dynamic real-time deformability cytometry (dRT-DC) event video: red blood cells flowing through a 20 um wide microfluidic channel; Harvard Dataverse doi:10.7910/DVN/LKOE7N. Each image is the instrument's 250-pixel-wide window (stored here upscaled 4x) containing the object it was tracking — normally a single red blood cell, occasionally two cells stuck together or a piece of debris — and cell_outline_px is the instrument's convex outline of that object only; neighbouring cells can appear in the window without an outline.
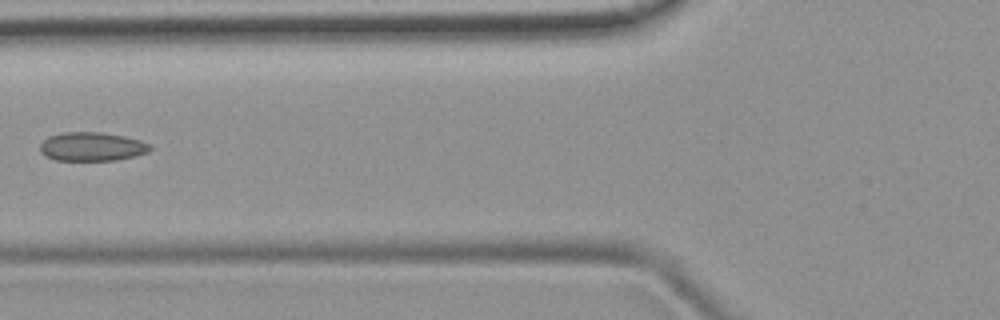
{"species": "common noctule bat (a hibernating species)", "species_latin": "Nyctalus noctula", "temperature_condition": "room temperature", "stored_images_in_passage": 7, "camera_frame_rate_fps": 3000, "um_per_image_px": 0.085, "animal": {"sex": "female", "body_mass_g": 19.9}, "frame": {"image": 1, "passage_image": 6, "time_ms": 6.0, "image_size_px": [1000, 320], "cell_outline_px": [[152, 148], [148, 152], [116, 160], [56, 160], [44, 156], [40, 152], [40, 144], [48, 136], [64, 132], [100, 132], [124, 136], [140, 140], [152, 144]], "centroid_in_image_um": [7.8, 12.46], "position_along_channel_um": 118.0, "area_um2": 18.5}}
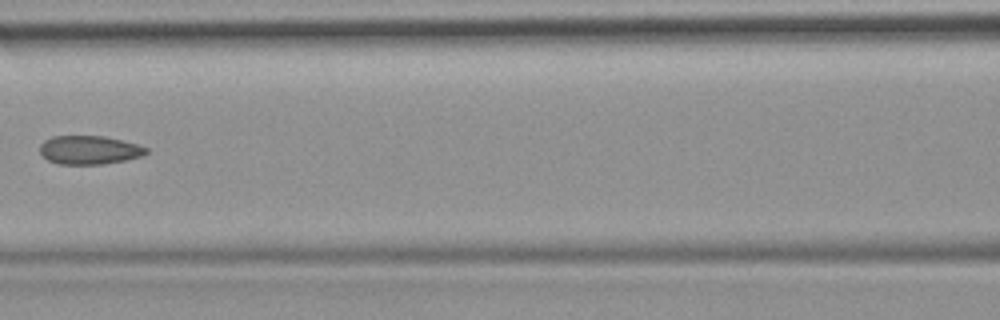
{"frame": {"image": 2, "passage_image": 7, "time_ms": 7.0, "image_size_px": [1000, 320], "cell_outline_px": [[148, 152], [144, 156], [104, 164], [60, 164], [48, 160], [40, 152], [40, 144], [44, 140], [52, 136], [104, 136], [136, 144], [148, 148]], "centroid_in_image_um": [7.59, 12.75], "position_along_channel_um": 159.0, "area_um2": 17.69}}